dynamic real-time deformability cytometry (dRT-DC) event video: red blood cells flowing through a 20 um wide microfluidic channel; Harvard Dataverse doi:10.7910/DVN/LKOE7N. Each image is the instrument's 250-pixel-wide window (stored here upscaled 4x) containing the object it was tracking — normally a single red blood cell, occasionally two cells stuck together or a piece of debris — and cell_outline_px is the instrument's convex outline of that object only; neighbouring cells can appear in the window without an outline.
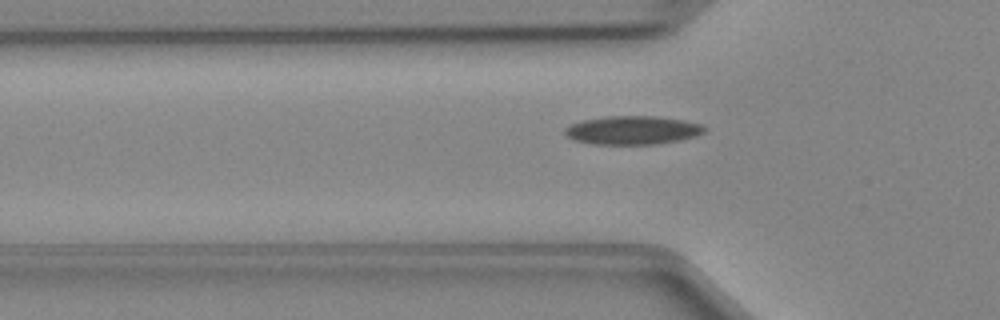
{"species": "Egyptian fruit bat (a non-hibernating species)", "species_latin": "Rousettus aegyptiacus", "temperature_condition": "cold", "stored_images_in_passage": 34, "camera_frame_rate_fps": 3000, "um_per_image_px": 0.085, "animal": {"sex": "female"}, "frame": {"image": 1, "passage_image": 3, "time_ms": 0.667, "image_size_px": [1000, 320], "cell_outline_px": [[704, 132], [696, 136], [680, 140], [656, 144], [596, 144], [572, 140], [564, 132], [564, 128], [572, 124], [584, 120], [604, 116], [652, 116], [684, 120], [700, 124], [704, 128]], "centroid_in_image_um": [53.75, 11.07], "position_along_channel_um": 72.1, "area_um2": 23.06}}
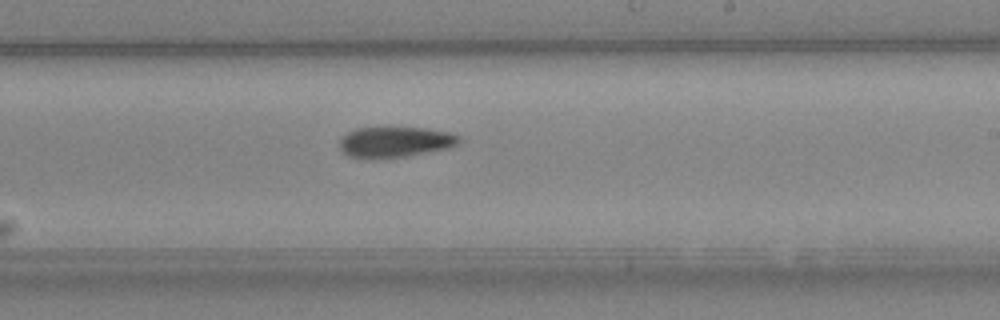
{"frame": {"image": 2, "passage_image": 16, "time_ms": 5.0, "image_size_px": [1000, 320], "cell_outline_px": [[460, 140], [456, 144], [448, 148], [408, 156], [376, 160], [372, 160], [348, 156], [340, 148], [340, 140], [348, 132], [356, 128], [424, 128], [448, 132], [460, 136]], "centroid_in_image_um": [33.55, 12.1], "position_along_channel_um": 255.4, "area_um2": 21.39}}
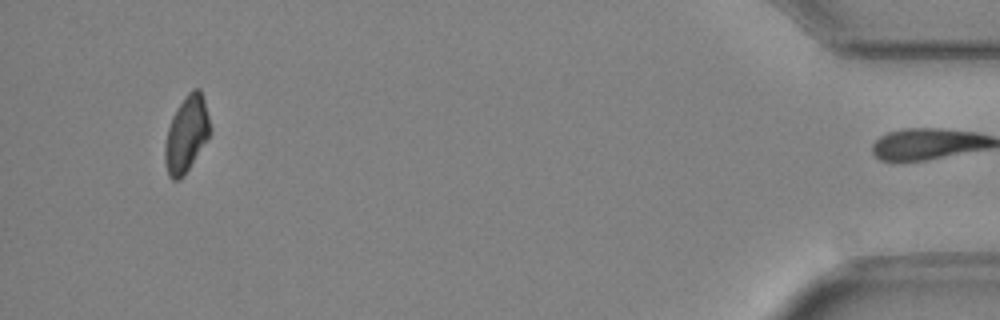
{"frame": {"image": 3, "passage_image": 33, "time_ms": 10.667, "image_size_px": [1000, 320], "cell_outline_px": [[212, 132], [184, 176], [180, 180], [172, 180], [168, 176], [164, 160], [164, 144], [168, 128], [172, 116], [176, 108], [184, 96], [192, 88], [200, 88], [204, 100], [212, 128]], "centroid_in_image_um": [15.85, 11.4], "position_along_channel_um": 419.4, "area_um2": 20.4}}